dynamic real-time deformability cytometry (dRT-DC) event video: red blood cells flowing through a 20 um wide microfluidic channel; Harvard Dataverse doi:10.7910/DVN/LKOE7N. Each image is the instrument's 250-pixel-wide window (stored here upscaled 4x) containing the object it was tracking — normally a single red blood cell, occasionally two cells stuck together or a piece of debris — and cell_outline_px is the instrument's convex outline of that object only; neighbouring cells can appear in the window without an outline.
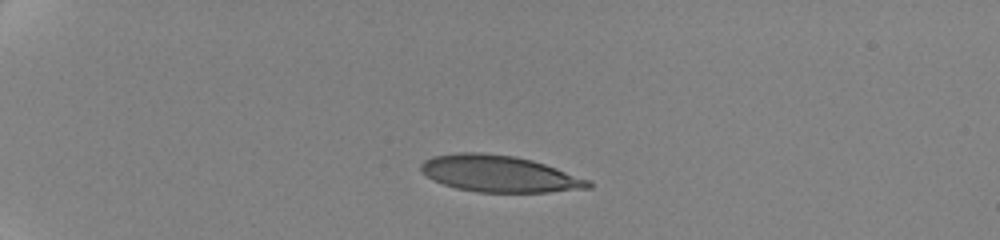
{"species": "human", "species_latin": "Homo sapiens", "temperature_condition": "cold", "stored_images_in_passage": 8, "camera_frame_rate_fps": 3000, "um_per_image_px": 0.085, "donor": {"sex": "female"}, "frame": {"image": 1, "passage_image": 5, "time_ms": 3.667, "image_size_px": [1000, 240], "cell_outline_px": [[592, 188], [548, 192], [476, 192], [456, 188], [432, 180], [420, 172], [420, 164], [424, 160], [432, 156], [460, 152], [480, 152], [516, 156], [532, 160], [592, 180]], "centroid_in_image_um": [42.43, 14.77], "position_along_channel_um": 42.6, "area_um2": 35.95}}